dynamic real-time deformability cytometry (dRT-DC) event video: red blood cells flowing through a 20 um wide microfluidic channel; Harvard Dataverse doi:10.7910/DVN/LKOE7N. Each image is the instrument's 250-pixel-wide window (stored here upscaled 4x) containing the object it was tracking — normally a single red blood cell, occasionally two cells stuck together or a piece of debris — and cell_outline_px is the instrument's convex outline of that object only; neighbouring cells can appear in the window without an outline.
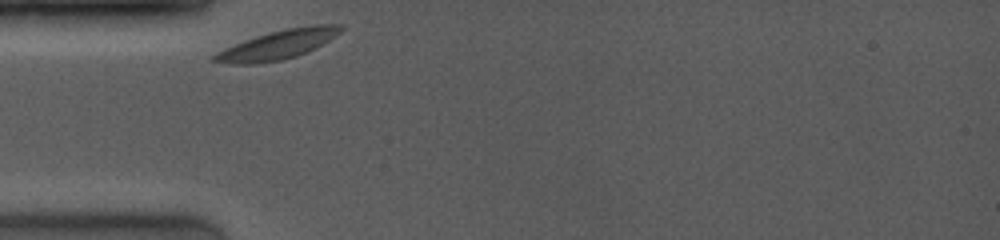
{"species": "common noctule bat (a hibernating species)", "species_latin": "Nyctalus noctula", "temperature_condition": "room temperature", "stored_images_in_passage": 29, "camera_frame_rate_fps": 4000, "um_per_image_px": 0.085, "animal": {"sex": "female", "body_mass_g": 19.0, "forearm_length_mm": 53.3}, "frame": {"image": 1, "passage_image": 1, "time_ms": 0.0, "image_size_px": [1000, 240], "cell_outline_px": [[344, 28], [336, 36], [296, 56], [280, 60], [252, 64], [232, 64], [212, 60], [212, 56], [216, 52], [224, 48], [244, 40], [268, 32], [288, 28], [312, 24], [344, 24]], "centroid_in_image_um": [23.61, 3.78], "position_along_channel_um": 61.4, "area_um2": 21.15}}
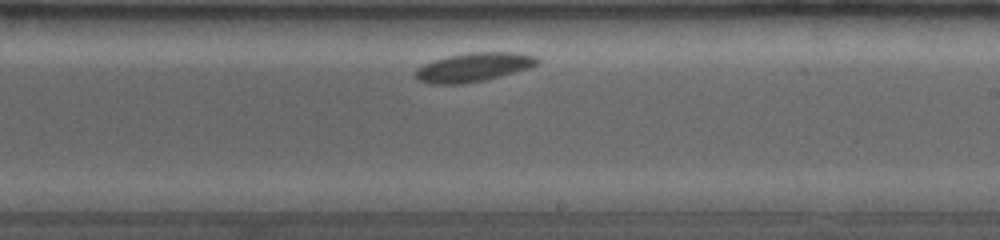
{"frame": {"image": 2, "passage_image": 17, "time_ms": 5.25, "image_size_px": [1000, 240], "cell_outline_px": [[540, 64], [528, 68], [500, 76], [484, 80], [464, 84], [428, 84], [416, 80], [412, 72], [416, 68], [424, 64], [448, 56], [472, 52], [516, 52], [536, 56], [540, 60]], "centroid_in_image_um": [40.22, 5.72], "position_along_channel_um": 248.8, "area_um2": 20.69}}
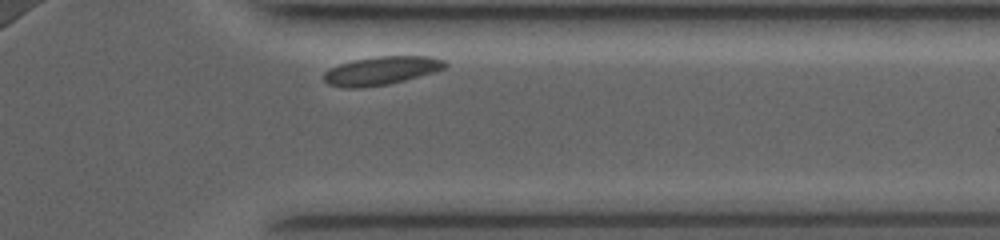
{"frame": {"image": 3, "passage_image": 27, "time_ms": 8.75, "image_size_px": [1000, 240], "cell_outline_px": [[448, 64], [444, 68], [432, 72], [404, 80], [388, 84], [364, 88], [344, 88], [328, 84], [324, 80], [324, 72], [340, 64], [352, 60], [376, 56], [432, 56], [444, 60]], "centroid_in_image_um": [32.4, 6.0], "position_along_channel_um": 379.0, "area_um2": 20.0}, "authors_computed_cell_mechanics": {"area_um2": 20.1722, "velocity_mm_per_s": 3.6385, "shape_relaxation_time_tau1_ms": 0.5432, "shape_relaxation_time_tau2_ms": null, "deformation_change_tau1": 0.0283, "deformation_change_tau2": null}}